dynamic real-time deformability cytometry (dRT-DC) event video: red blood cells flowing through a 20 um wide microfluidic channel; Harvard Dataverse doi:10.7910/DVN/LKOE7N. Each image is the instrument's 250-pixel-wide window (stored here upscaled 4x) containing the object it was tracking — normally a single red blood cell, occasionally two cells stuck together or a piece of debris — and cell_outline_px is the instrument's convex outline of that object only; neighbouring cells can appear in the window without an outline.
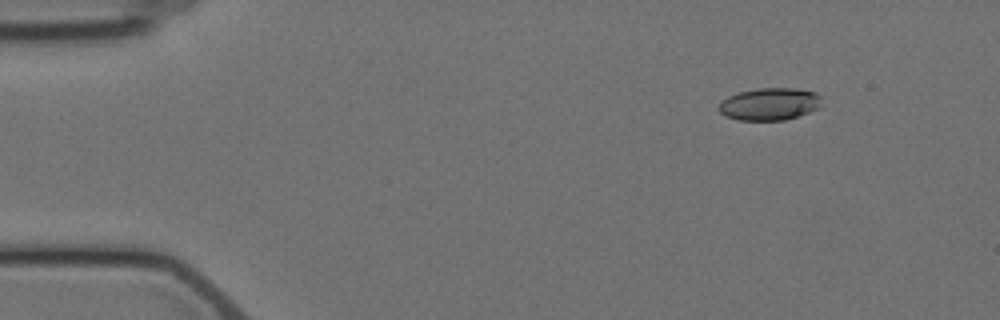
{"species": "Egyptian fruit bat (a non-hibernating species)", "species_latin": "Rousettus aegyptiacus", "temperature_condition": "cold", "stored_images_in_passage": 4, "camera_frame_rate_fps": 3000, "um_per_image_px": 0.085, "animal": {"sex": "female"}, "frame": {"image": 1, "passage_image": 1, "time_ms": 0.0, "image_size_px": [1000, 320], "cell_outline_px": [[820, 104], [816, 108], [808, 112], [784, 120], [740, 120], [724, 116], [716, 108], [720, 100], [728, 96], [740, 92], [756, 88], [796, 88], [816, 92], [820, 96]], "centroid_in_image_um": [65.34, 8.83], "position_along_channel_um": 19.7, "area_um2": 19.42}}
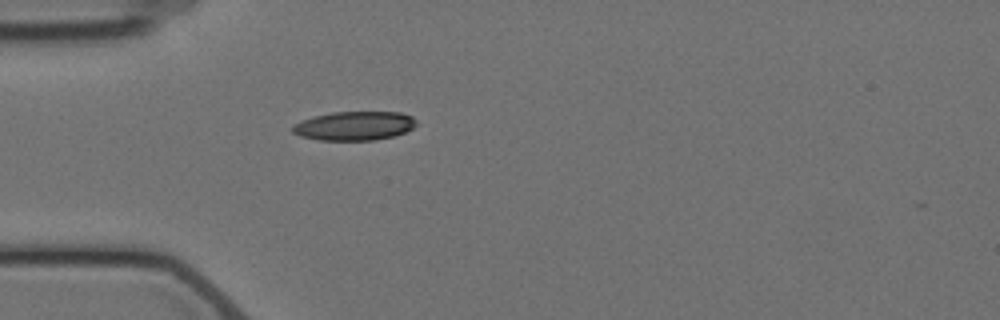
{"frame": {"image": 2, "passage_image": 4, "time_ms": 3.333, "image_size_px": [1000, 320], "cell_outline_px": [[416, 124], [412, 128], [404, 132], [392, 136], [376, 140], [320, 140], [300, 136], [292, 132], [292, 124], [316, 116], [332, 112], [400, 112], [412, 116], [416, 120]], "centroid_in_image_um": [30.12, 10.7], "position_along_channel_um": 54.9, "area_um2": 20.75}}